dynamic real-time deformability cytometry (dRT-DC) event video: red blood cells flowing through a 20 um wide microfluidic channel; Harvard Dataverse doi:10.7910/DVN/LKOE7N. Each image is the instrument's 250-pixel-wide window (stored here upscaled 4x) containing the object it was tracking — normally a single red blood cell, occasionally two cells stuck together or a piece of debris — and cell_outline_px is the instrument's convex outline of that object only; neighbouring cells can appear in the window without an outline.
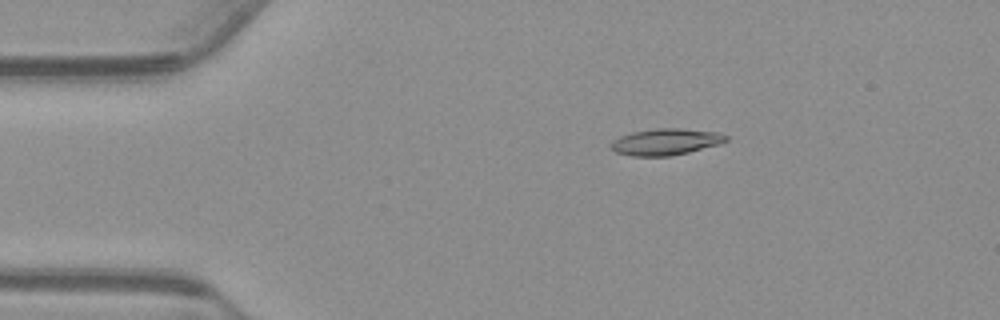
{"species": "common noctule bat (a hibernating species)", "species_latin": "Nyctalus noctula", "temperature_condition": "warm", "stored_images_in_passage": 46, "camera_frame_rate_fps": 3000, "um_per_image_px": 0.085, "animal": {"sex": "male", "body_mass_g": 23.1, "forearm_length_mm": 52.7}, "frame": {"image": 1, "passage_image": 1, "time_ms": 0.0, "image_size_px": [1000, 320], "cell_outline_px": [[728, 140], [720, 144], [672, 156], [632, 156], [616, 152], [608, 144], [612, 140], [620, 136], [632, 132], [656, 128], [680, 128], [716, 132], [728, 136]], "centroid_in_image_um": [56.57, 12.05], "position_along_channel_um": 28.4, "area_um2": 17.8}}
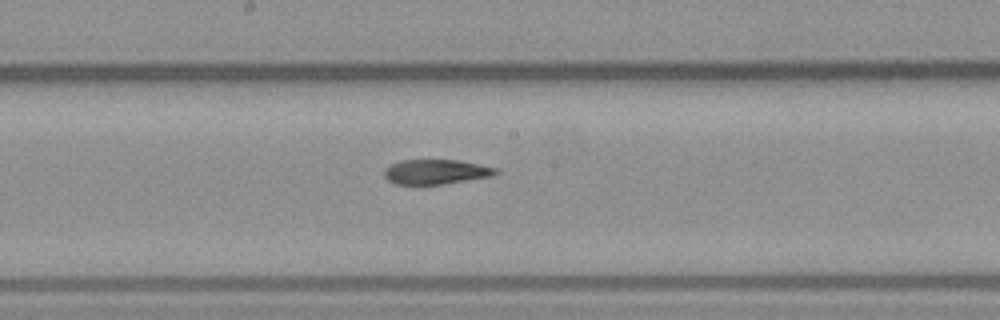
{"frame": {"image": 2, "passage_image": 20, "time_ms": 6.333, "image_size_px": [1000, 320], "cell_outline_px": [[500, 172], [492, 176], [440, 184], [396, 184], [388, 180], [384, 176], [384, 168], [400, 160], [460, 160], [496, 168]], "centroid_in_image_um": [37.04, 14.59], "position_along_channel_um": 211.2, "area_um2": 15.95}}
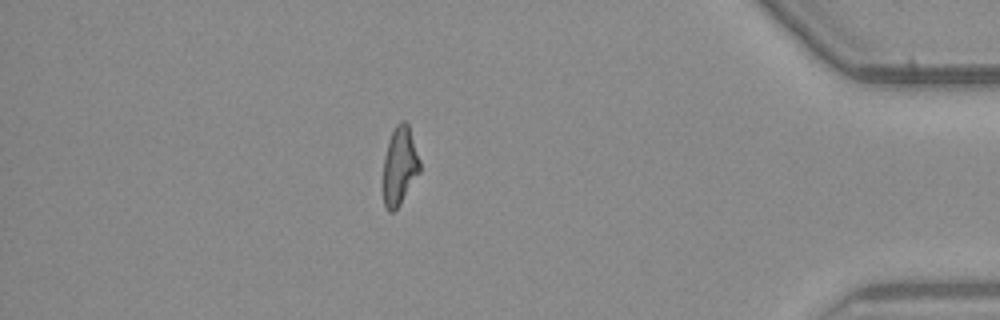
{"frame": {"image": 3, "passage_image": 39, "time_ms": 12.667, "image_size_px": [1000, 320], "cell_outline_px": [[420, 172], [400, 204], [392, 212], [388, 212], [384, 204], [384, 156], [388, 140], [396, 124], [400, 120], [404, 120], [408, 124], [420, 160]], "centroid_in_image_um": [33.98, 14.08], "position_along_channel_um": 401.2, "area_um2": 16.59}, "authors_computed_cell_mechanics": {"area_um2": 17.2533, "velocity_mm_per_s": 3.7356, "shape_relaxation_time_tau1_ms": null, "shape_relaxation_time_tau2_ms": 5.5157, "deformation_change_tau1": null, "deformation_change_tau2": 0.1482}}